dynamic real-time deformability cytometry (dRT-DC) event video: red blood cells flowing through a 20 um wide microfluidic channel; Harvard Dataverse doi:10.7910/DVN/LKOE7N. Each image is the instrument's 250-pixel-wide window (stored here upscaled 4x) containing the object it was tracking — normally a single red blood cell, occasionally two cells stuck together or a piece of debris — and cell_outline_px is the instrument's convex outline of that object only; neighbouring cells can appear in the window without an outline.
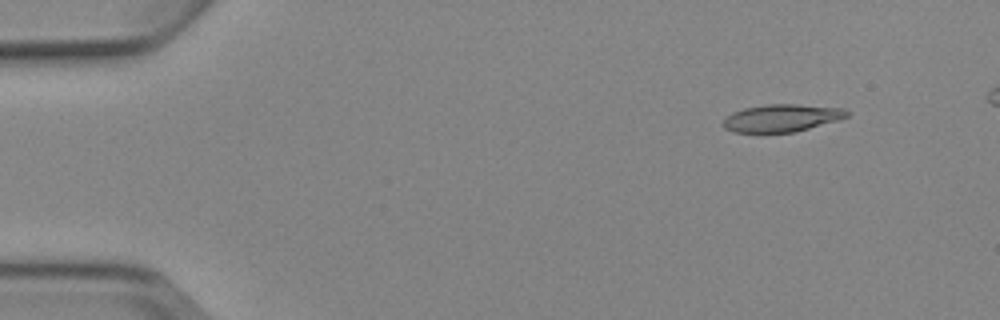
{"species": "Egyptian fruit bat (a non-hibernating species)", "species_latin": "Rousettus aegyptiacus", "temperature_condition": "cold", "stored_images_in_passage": 5, "camera_frame_rate_fps": 3000, "um_per_image_px": 0.085, "animal": {"sex": "female"}, "frame": {"image": 1, "passage_image": 2, "time_ms": 1.0, "image_size_px": [1000, 320], "cell_outline_px": [[848, 116], [836, 120], [796, 132], [736, 132], [724, 128], [720, 124], [732, 112], [744, 108], [768, 104], [796, 104], [844, 108], [848, 112]], "centroid_in_image_um": [66.42, 10.03], "position_along_channel_um": 18.6, "area_um2": 19.65}}